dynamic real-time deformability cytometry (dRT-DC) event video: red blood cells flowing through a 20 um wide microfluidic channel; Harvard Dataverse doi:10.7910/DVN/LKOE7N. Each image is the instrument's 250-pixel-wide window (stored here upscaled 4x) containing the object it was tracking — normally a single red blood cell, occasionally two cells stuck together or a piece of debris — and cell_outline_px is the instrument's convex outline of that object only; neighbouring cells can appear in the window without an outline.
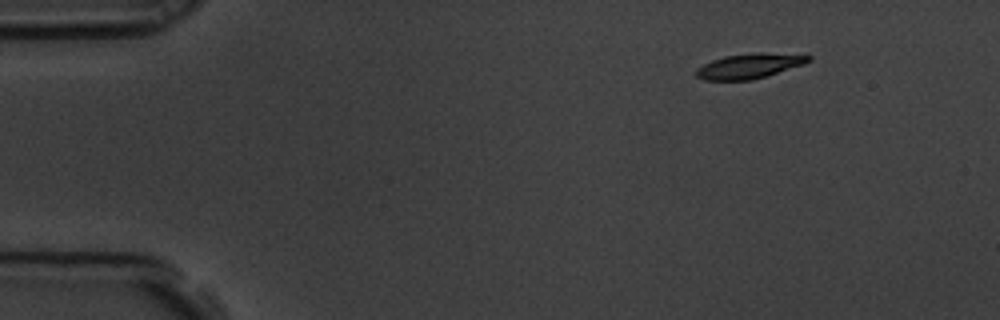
{"species": "common noctule bat (a hibernating species)", "species_latin": "Nyctalus noctula", "temperature_condition": "room temperature", "stored_images_in_passage": 4, "camera_frame_rate_fps": 3000, "um_per_image_px": 0.085, "animal": {"sex": "male", "body_mass_g": 19.5, "forearm_length_mm": 54.6}, "frame": {"image": 1, "passage_image": 1, "time_ms": 0.0, "image_size_px": [1000, 320], "cell_outline_px": [[812, 60], [804, 64], [752, 80], [704, 80], [696, 76], [696, 68], [712, 60], [724, 56], [752, 52], [760, 52], [812, 56]], "centroid_in_image_um": [63.67, 5.6], "position_along_channel_um": 21.3, "area_um2": 16.24}}
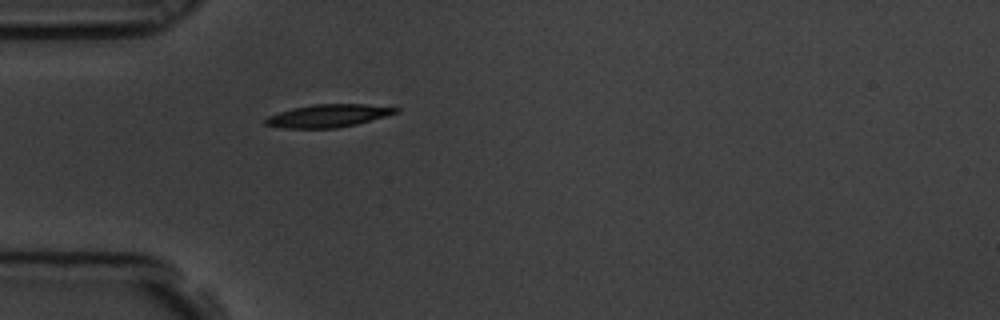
{"frame": {"image": 2, "passage_image": 4, "time_ms": 1.0, "image_size_px": [1000, 320], "cell_outline_px": [[400, 108], [396, 112], [384, 116], [356, 124], [336, 128], [284, 128], [264, 124], [264, 120], [268, 116], [292, 108], [312, 104], [364, 104]], "centroid_in_image_um": [27.84, 9.84], "position_along_channel_um": 57.2, "area_um2": 17.05}}